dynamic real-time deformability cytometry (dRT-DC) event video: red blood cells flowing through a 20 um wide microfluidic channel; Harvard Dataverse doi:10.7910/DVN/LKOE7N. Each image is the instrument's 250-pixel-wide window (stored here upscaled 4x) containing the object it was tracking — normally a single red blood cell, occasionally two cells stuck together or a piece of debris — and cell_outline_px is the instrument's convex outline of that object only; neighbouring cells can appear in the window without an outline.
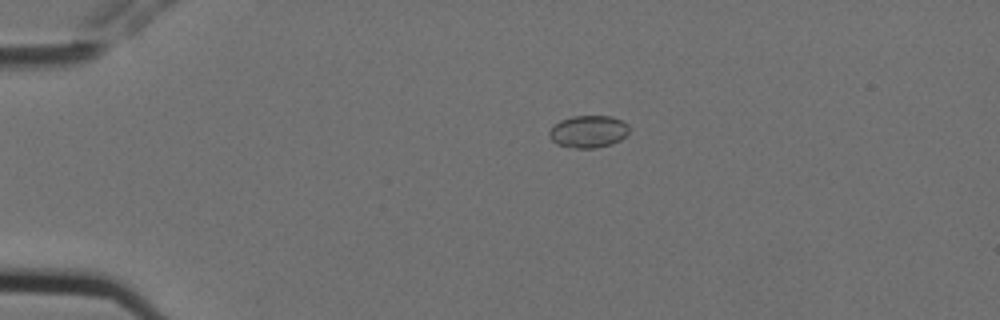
{"species": "Egyptian fruit bat (a non-hibernating species)", "species_latin": "Rousettus aegyptiacus", "temperature_condition": "cold", "stored_images_in_passage": 9, "camera_frame_rate_fps": 3000, "um_per_image_px": 0.085, "animal": {"sex": "female"}, "frame": {"image": 1, "passage_image": 4, "time_ms": 1.0, "image_size_px": [1000, 320], "cell_outline_px": [[628, 132], [620, 140], [612, 144], [596, 148], [576, 148], [556, 144], [548, 136], [548, 132], [560, 120], [572, 116], [612, 116], [628, 124]], "centroid_in_image_um": [50.0, 11.18], "position_along_channel_um": 35.0, "area_um2": 14.97}}
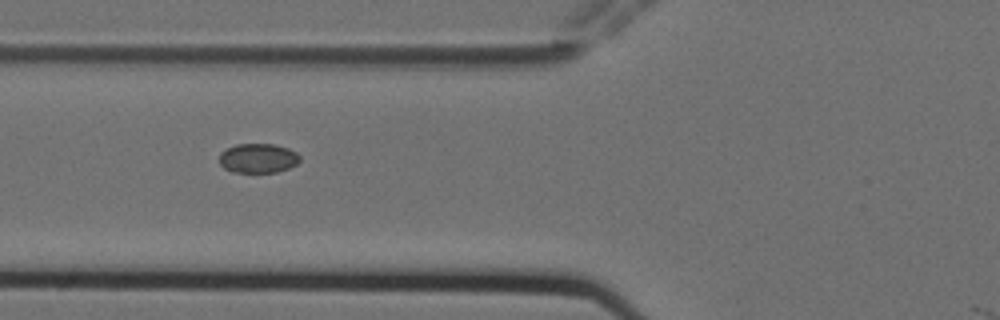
{"frame": {"image": 2, "passage_image": 7, "time_ms": 2.0, "image_size_px": [1000, 320], "cell_outline_px": [[300, 160], [296, 164], [288, 168], [276, 172], [232, 172], [224, 168], [220, 164], [220, 152], [236, 144], [276, 144], [288, 148], [296, 152], [300, 156]], "centroid_in_image_um": [21.94, 13.44], "position_along_channel_um": 103.9, "area_um2": 13.81}}
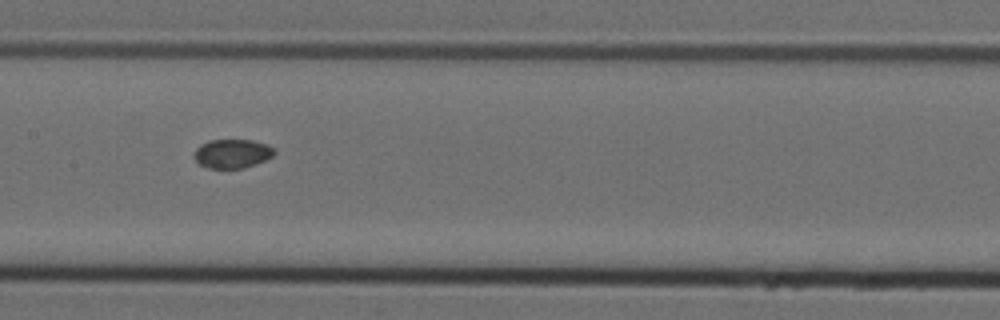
{"frame": {"image": 3, "passage_image": 9, "time_ms": 2.667, "image_size_px": [1000, 320], "cell_outline_px": [[276, 152], [272, 156], [256, 164], [244, 168], [208, 168], [200, 164], [192, 156], [196, 148], [200, 144], [208, 140], [252, 140], [268, 144], [276, 148]], "centroid_in_image_um": [19.75, 13.05], "position_along_channel_um": 187.7, "area_um2": 13.7}}